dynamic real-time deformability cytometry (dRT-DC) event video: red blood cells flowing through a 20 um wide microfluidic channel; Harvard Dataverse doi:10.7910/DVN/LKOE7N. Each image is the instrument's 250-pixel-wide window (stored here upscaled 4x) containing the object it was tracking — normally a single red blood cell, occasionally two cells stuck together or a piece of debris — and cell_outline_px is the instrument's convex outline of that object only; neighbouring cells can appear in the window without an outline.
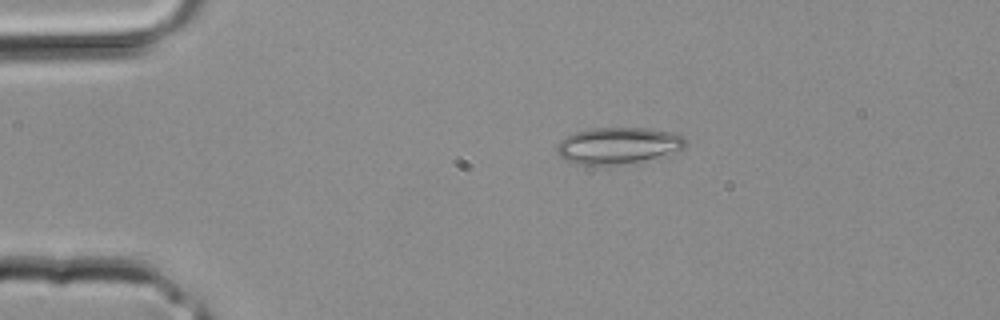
{"species": "common noctule bat (a hibernating species)", "species_latin": "Nyctalus noctula", "temperature_condition": "room temperature", "stored_images_in_passage": 1, "camera_frame_rate_fps": 3000, "um_per_image_px": 0.085, "animal": {"sex": "male", "body_mass_g": 20.4}, "frame": {"image": 1, "passage_image": 1, "time_ms": 0.0, "image_size_px": [1000, 320], "cell_outline_px": [[688, 140], [684, 148], [656, 156], [624, 164], [576, 164], [564, 160], [556, 152], [556, 148], [560, 140], [564, 136], [576, 132], [592, 128], [652, 128], [676, 132], [684, 136]], "centroid_in_image_um": [52.52, 12.34], "position_along_channel_um": 32.5, "area_um2": 27.28}}